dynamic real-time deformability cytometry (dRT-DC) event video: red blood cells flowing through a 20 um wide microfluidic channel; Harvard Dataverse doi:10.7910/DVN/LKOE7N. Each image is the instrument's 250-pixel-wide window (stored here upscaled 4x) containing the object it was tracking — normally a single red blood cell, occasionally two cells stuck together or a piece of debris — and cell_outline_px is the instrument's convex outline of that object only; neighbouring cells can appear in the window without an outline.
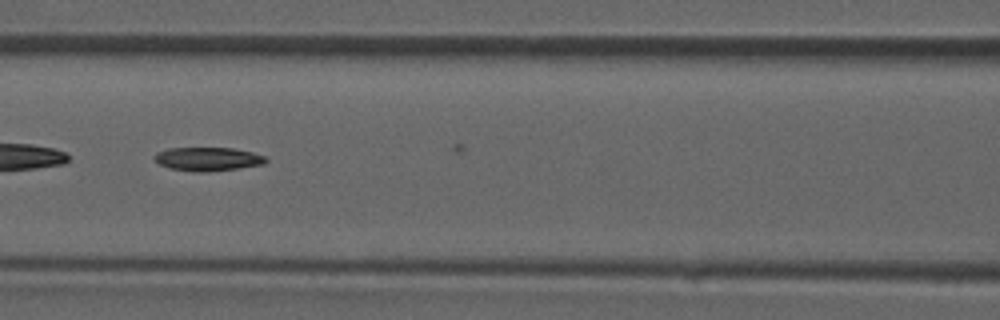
{"species": "common noctule bat (a hibernating species)", "species_latin": "Nyctalus noctula", "temperature_condition": "room temperature", "stored_images_in_passage": 14, "camera_frame_rate_fps": 3000, "um_per_image_px": 0.085, "animal": {"sex": "male", "forearm_length_mm": 52.5}, "frame": {"image": 1, "passage_image": 13, "time_ms": 4.0, "image_size_px": [1000, 320], "cell_outline_px": [[268, 160], [264, 164], [240, 168], [204, 172], [196, 172], [168, 168], [160, 164], [152, 156], [156, 152], [168, 148], [232, 148], [252, 152], [264, 156]], "centroid_in_image_um": [17.65, 13.52], "position_along_channel_um": 149.0, "area_um2": 15.37}}